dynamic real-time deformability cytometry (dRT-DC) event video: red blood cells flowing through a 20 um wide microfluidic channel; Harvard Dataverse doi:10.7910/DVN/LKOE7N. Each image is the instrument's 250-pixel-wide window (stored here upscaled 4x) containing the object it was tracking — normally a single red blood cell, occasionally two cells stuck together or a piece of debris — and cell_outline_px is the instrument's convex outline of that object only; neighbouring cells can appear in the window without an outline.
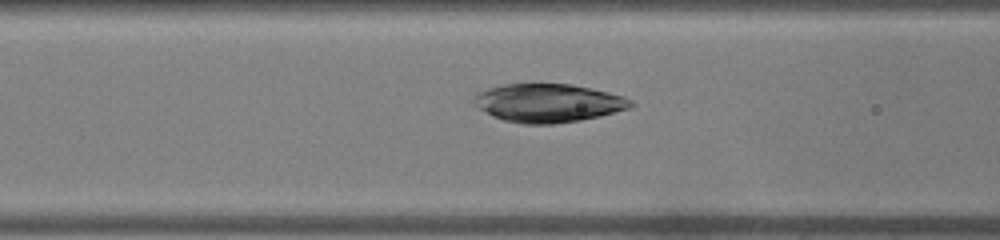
{"species": "common noctule bat (a hibernating species)", "species_latin": "Nyctalus noctula", "temperature_condition": "warm", "stored_images_in_passage": 37, "camera_frame_rate_fps": 3000, "um_per_image_px": 0.085, "animal": {"sex": "male", "body_mass_g": 19.0, "forearm_length_mm": 50.8}, "frame": {"image": 1, "passage_image": 9, "time_ms": 2.667, "image_size_px": [1000, 240], "cell_outline_px": [[636, 104], [632, 108], [600, 116], [580, 120], [552, 124], [524, 124], [504, 120], [492, 116], [472, 104], [472, 96], [476, 92], [488, 88], [504, 84], [572, 84], [608, 92], [624, 96], [632, 100]], "centroid_in_image_um": [46.59, 8.75], "position_along_channel_um": 120.0, "area_um2": 35.43}}
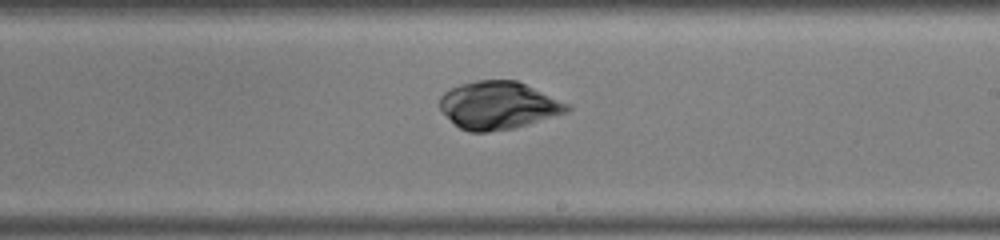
{"frame": {"image": 2, "passage_image": 18, "time_ms": 5.667, "image_size_px": [1000, 240], "cell_outline_px": [[572, 108], [568, 112], [512, 128], [488, 132], [468, 132], [460, 128], [440, 108], [440, 96], [444, 92], [460, 84], [476, 80], [516, 80], [568, 104]], "centroid_in_image_um": [42.34, 8.95], "position_along_channel_um": 246.7, "area_um2": 34.8}}
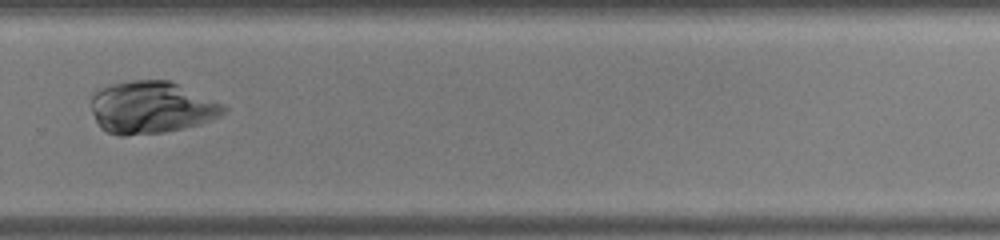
{"frame": {"image": 3, "passage_image": 23, "time_ms": 7.333, "image_size_px": [1000, 240], "cell_outline_px": [[228, 112], [220, 116], [200, 124], [184, 128], [164, 132], [124, 136], [120, 136], [108, 132], [100, 128], [92, 112], [92, 96], [100, 88], [112, 84], [132, 80], [168, 80], [224, 104], [228, 108]], "centroid_in_image_um": [12.88, 9.14], "position_along_channel_um": 316.9, "area_um2": 40.29}}